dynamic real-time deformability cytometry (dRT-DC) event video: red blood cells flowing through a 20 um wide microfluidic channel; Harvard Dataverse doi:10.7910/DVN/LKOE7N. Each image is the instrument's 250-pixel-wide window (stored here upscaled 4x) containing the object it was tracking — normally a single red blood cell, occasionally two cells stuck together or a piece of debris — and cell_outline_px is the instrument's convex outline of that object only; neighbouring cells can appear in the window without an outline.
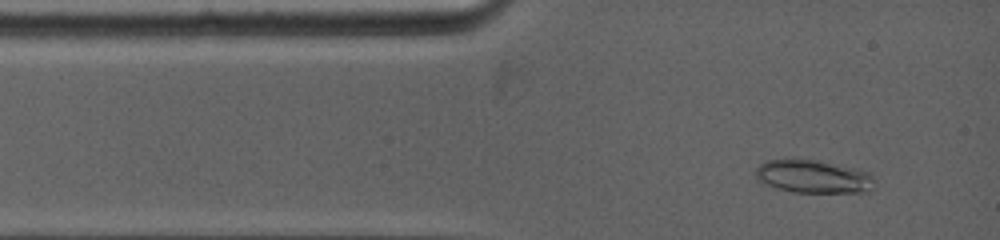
{"species": "common noctule bat (a hibernating species)", "species_latin": "Nyctalus noctula", "temperature_condition": "warm", "stored_images_in_passage": 12, "camera_frame_rate_fps": 5000, "um_per_image_px": 0.085, "animal": {"sex": "female", "body_mass_g": 19.0, "forearm_length_mm": 53.3}, "frame": {"image": 1, "passage_image": 2, "time_ms": 0.4, "image_size_px": [1000, 240], "cell_outline_px": [[872, 176], [868, 192], [796, 192], [776, 188], [764, 184], [756, 180], [756, 168], [764, 160], [784, 156], [792, 156], [820, 160], [856, 168], [868, 172]], "centroid_in_image_um": [68.99, 14.94], "position_along_channel_um": 16.0, "area_um2": 23.58}}
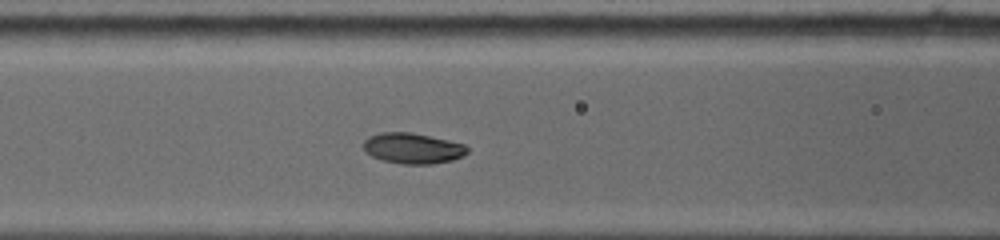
{"frame": {"image": 2, "passage_image": 8, "time_ms": 4.0, "image_size_px": [1000, 240], "cell_outline_px": [[468, 152], [464, 156], [452, 160], [432, 164], [400, 164], [384, 160], [372, 156], [364, 148], [364, 140], [368, 136], [380, 132], [408, 132], [428, 136], [464, 144], [468, 148]], "centroid_in_image_um": [35.09, 12.61], "position_along_channel_um": 131.5, "area_um2": 18.38}}
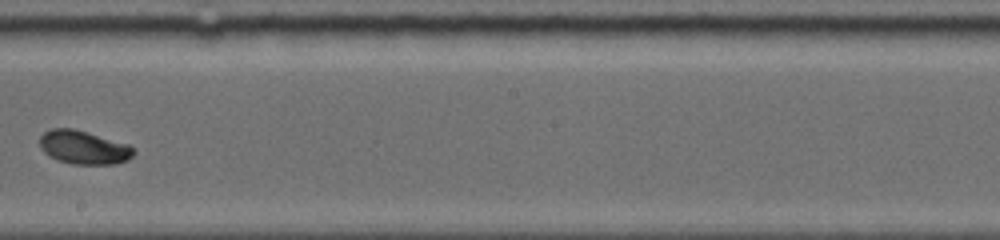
{"frame": {"image": 3, "passage_image": 12, "time_ms": 6.8, "image_size_px": [1000, 240], "cell_outline_px": [[136, 152], [132, 156], [116, 164], [72, 164], [56, 160], [44, 152], [40, 148], [40, 136], [44, 132], [52, 128], [72, 128], [88, 132], [128, 144]], "centroid_in_image_um": [7.08, 12.52], "position_along_channel_um": 241.1, "area_um2": 18.32}}